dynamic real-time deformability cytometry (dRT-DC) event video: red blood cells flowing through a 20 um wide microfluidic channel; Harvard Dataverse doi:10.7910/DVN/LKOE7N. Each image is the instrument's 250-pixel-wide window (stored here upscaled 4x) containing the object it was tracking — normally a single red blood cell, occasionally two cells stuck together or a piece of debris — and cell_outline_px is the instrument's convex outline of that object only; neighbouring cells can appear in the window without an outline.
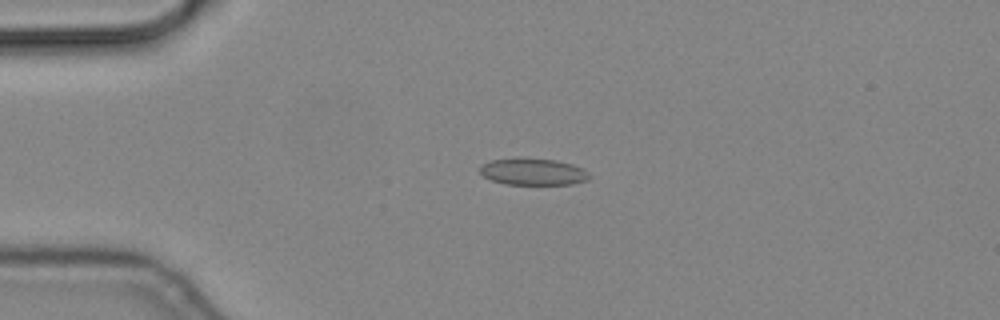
{"species": "common noctule bat (a hibernating species)", "species_latin": "Nyctalus noctula", "temperature_condition": "cold", "stored_images_in_passage": 44, "camera_frame_rate_fps": 3000, "um_per_image_px": 0.085, "animal": {"sex": "male", "body_mass_g": 19.2, "forearm_length_mm": 51.8}, "frame": {"image": 1, "passage_image": 1, "time_ms": 0.0, "image_size_px": [1000, 320], "cell_outline_px": [[592, 176], [588, 180], [572, 184], [504, 184], [492, 180], [484, 176], [480, 172], [480, 164], [488, 160], [556, 160], [572, 164], [588, 172]], "centroid_in_image_um": [45.33, 14.63], "position_along_channel_um": 39.7, "area_um2": 16.53}}
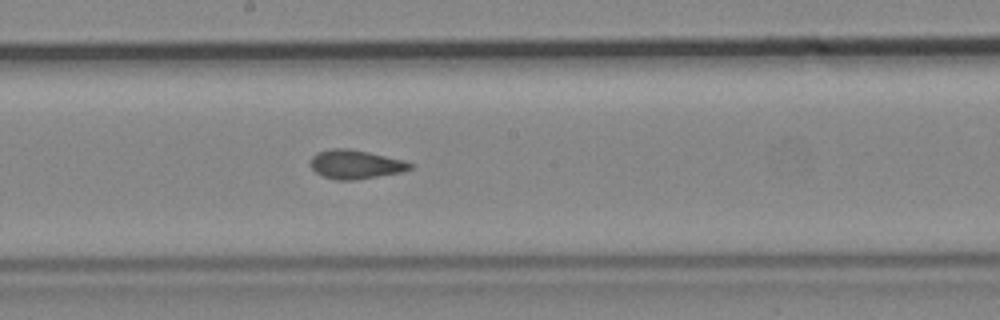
{"frame": {"image": 2, "passage_image": 18, "time_ms": 5.667, "image_size_px": [1000, 320], "cell_outline_px": [[416, 164], [412, 168], [400, 172], [352, 180], [336, 180], [324, 176], [316, 172], [308, 164], [312, 156], [316, 152], [332, 148], [348, 148], [368, 152], [404, 160]], "centroid_in_image_um": [30.2, 13.96], "position_along_channel_um": 218.0, "area_um2": 16.76}}
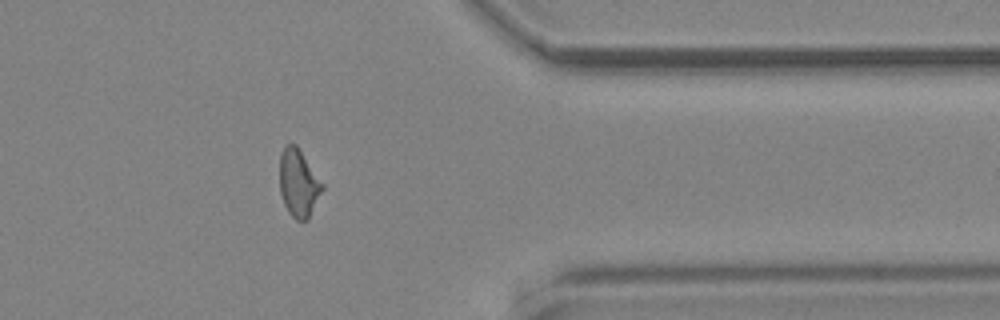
{"frame": {"image": 3, "passage_image": 33, "time_ms": 10.667, "image_size_px": [1000, 320], "cell_outline_px": [[324, 188], [308, 220], [296, 220], [288, 212], [284, 204], [280, 192], [280, 156], [284, 148], [288, 144], [296, 144], [324, 184]], "centroid_in_image_um": [25.39, 15.59], "position_along_channel_um": 386.0, "area_um2": 16.76}}